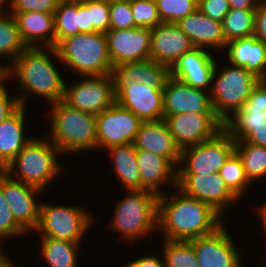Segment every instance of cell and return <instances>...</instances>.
<instances>
[{
	"instance_id": "1",
	"label": "cell",
	"mask_w": 266,
	"mask_h": 267,
	"mask_svg": "<svg viewBox=\"0 0 266 267\" xmlns=\"http://www.w3.org/2000/svg\"><path fill=\"white\" fill-rule=\"evenodd\" d=\"M223 223L220 214L210 205L186 196L181 190L172 200L161 194L157 201V228L166 240L190 241L214 233Z\"/></svg>"
},
{
	"instance_id": "2",
	"label": "cell",
	"mask_w": 266,
	"mask_h": 267,
	"mask_svg": "<svg viewBox=\"0 0 266 267\" xmlns=\"http://www.w3.org/2000/svg\"><path fill=\"white\" fill-rule=\"evenodd\" d=\"M41 48L27 47L13 61V69L7 67V78L15 73L19 79L20 89L44 96L52 104L63 100L65 82L46 50Z\"/></svg>"
},
{
	"instance_id": "3",
	"label": "cell",
	"mask_w": 266,
	"mask_h": 267,
	"mask_svg": "<svg viewBox=\"0 0 266 267\" xmlns=\"http://www.w3.org/2000/svg\"><path fill=\"white\" fill-rule=\"evenodd\" d=\"M46 49L85 77L112 74L105 33H78Z\"/></svg>"
},
{
	"instance_id": "4",
	"label": "cell",
	"mask_w": 266,
	"mask_h": 267,
	"mask_svg": "<svg viewBox=\"0 0 266 267\" xmlns=\"http://www.w3.org/2000/svg\"><path fill=\"white\" fill-rule=\"evenodd\" d=\"M51 106L50 141L60 153L97 148L96 115L72 108L63 100Z\"/></svg>"
},
{
	"instance_id": "5",
	"label": "cell",
	"mask_w": 266,
	"mask_h": 267,
	"mask_svg": "<svg viewBox=\"0 0 266 267\" xmlns=\"http://www.w3.org/2000/svg\"><path fill=\"white\" fill-rule=\"evenodd\" d=\"M58 153L59 149L51 141L31 139L3 171L8 175L17 173V181L44 190L60 172Z\"/></svg>"
},
{
	"instance_id": "6",
	"label": "cell",
	"mask_w": 266,
	"mask_h": 267,
	"mask_svg": "<svg viewBox=\"0 0 266 267\" xmlns=\"http://www.w3.org/2000/svg\"><path fill=\"white\" fill-rule=\"evenodd\" d=\"M128 191L129 194L115 205L111 226L134 241L136 237L157 228L158 196L147 190Z\"/></svg>"
},
{
	"instance_id": "7",
	"label": "cell",
	"mask_w": 266,
	"mask_h": 267,
	"mask_svg": "<svg viewBox=\"0 0 266 267\" xmlns=\"http://www.w3.org/2000/svg\"><path fill=\"white\" fill-rule=\"evenodd\" d=\"M259 81V78L244 67L233 66L224 69L209 88L217 117L224 123L231 113L240 110Z\"/></svg>"
},
{
	"instance_id": "8",
	"label": "cell",
	"mask_w": 266,
	"mask_h": 267,
	"mask_svg": "<svg viewBox=\"0 0 266 267\" xmlns=\"http://www.w3.org/2000/svg\"><path fill=\"white\" fill-rule=\"evenodd\" d=\"M235 152V140L223 128L213 138L181 150L177 174H207L219 172Z\"/></svg>"
},
{
	"instance_id": "9",
	"label": "cell",
	"mask_w": 266,
	"mask_h": 267,
	"mask_svg": "<svg viewBox=\"0 0 266 267\" xmlns=\"http://www.w3.org/2000/svg\"><path fill=\"white\" fill-rule=\"evenodd\" d=\"M92 222L91 215L81 207L40 204L39 222L35 230L41 231L42 237L80 243Z\"/></svg>"
},
{
	"instance_id": "10",
	"label": "cell",
	"mask_w": 266,
	"mask_h": 267,
	"mask_svg": "<svg viewBox=\"0 0 266 267\" xmlns=\"http://www.w3.org/2000/svg\"><path fill=\"white\" fill-rule=\"evenodd\" d=\"M63 101L72 108L98 115L116 102L112 74L87 76L70 88L65 85Z\"/></svg>"
},
{
	"instance_id": "11",
	"label": "cell",
	"mask_w": 266,
	"mask_h": 267,
	"mask_svg": "<svg viewBox=\"0 0 266 267\" xmlns=\"http://www.w3.org/2000/svg\"><path fill=\"white\" fill-rule=\"evenodd\" d=\"M177 146L184 148L213 138L224 128L215 113H185L164 118Z\"/></svg>"
},
{
	"instance_id": "12",
	"label": "cell",
	"mask_w": 266,
	"mask_h": 267,
	"mask_svg": "<svg viewBox=\"0 0 266 267\" xmlns=\"http://www.w3.org/2000/svg\"><path fill=\"white\" fill-rule=\"evenodd\" d=\"M142 120L130 110L116 102L96 115L97 147L126 145L133 143Z\"/></svg>"
},
{
	"instance_id": "13",
	"label": "cell",
	"mask_w": 266,
	"mask_h": 267,
	"mask_svg": "<svg viewBox=\"0 0 266 267\" xmlns=\"http://www.w3.org/2000/svg\"><path fill=\"white\" fill-rule=\"evenodd\" d=\"M186 196L210 205L219 214L231 202L239 199L219 174H177V187Z\"/></svg>"
},
{
	"instance_id": "14",
	"label": "cell",
	"mask_w": 266,
	"mask_h": 267,
	"mask_svg": "<svg viewBox=\"0 0 266 267\" xmlns=\"http://www.w3.org/2000/svg\"><path fill=\"white\" fill-rule=\"evenodd\" d=\"M105 36L113 67L150 59V28L109 29Z\"/></svg>"
},
{
	"instance_id": "15",
	"label": "cell",
	"mask_w": 266,
	"mask_h": 267,
	"mask_svg": "<svg viewBox=\"0 0 266 267\" xmlns=\"http://www.w3.org/2000/svg\"><path fill=\"white\" fill-rule=\"evenodd\" d=\"M0 186L4 197L12 210L16 222L26 231L36 229L39 222L40 204L35 202L41 189L17 181L0 170Z\"/></svg>"
},
{
	"instance_id": "16",
	"label": "cell",
	"mask_w": 266,
	"mask_h": 267,
	"mask_svg": "<svg viewBox=\"0 0 266 267\" xmlns=\"http://www.w3.org/2000/svg\"><path fill=\"white\" fill-rule=\"evenodd\" d=\"M228 230L222 225L214 233L190 240L200 267H242Z\"/></svg>"
},
{
	"instance_id": "17",
	"label": "cell",
	"mask_w": 266,
	"mask_h": 267,
	"mask_svg": "<svg viewBox=\"0 0 266 267\" xmlns=\"http://www.w3.org/2000/svg\"><path fill=\"white\" fill-rule=\"evenodd\" d=\"M169 77L163 89L164 118L185 113H215L210 94Z\"/></svg>"
},
{
	"instance_id": "18",
	"label": "cell",
	"mask_w": 266,
	"mask_h": 267,
	"mask_svg": "<svg viewBox=\"0 0 266 267\" xmlns=\"http://www.w3.org/2000/svg\"><path fill=\"white\" fill-rule=\"evenodd\" d=\"M205 48L194 47L181 56L170 68V76L196 89L204 90L214 83L217 64Z\"/></svg>"
},
{
	"instance_id": "19",
	"label": "cell",
	"mask_w": 266,
	"mask_h": 267,
	"mask_svg": "<svg viewBox=\"0 0 266 267\" xmlns=\"http://www.w3.org/2000/svg\"><path fill=\"white\" fill-rule=\"evenodd\" d=\"M116 103L130 110L142 121L164 119L163 90L137 83L131 87H115Z\"/></svg>"
},
{
	"instance_id": "20",
	"label": "cell",
	"mask_w": 266,
	"mask_h": 267,
	"mask_svg": "<svg viewBox=\"0 0 266 267\" xmlns=\"http://www.w3.org/2000/svg\"><path fill=\"white\" fill-rule=\"evenodd\" d=\"M150 35V59L169 68L194 48L190 38L175 23H161L150 29Z\"/></svg>"
},
{
	"instance_id": "21",
	"label": "cell",
	"mask_w": 266,
	"mask_h": 267,
	"mask_svg": "<svg viewBox=\"0 0 266 267\" xmlns=\"http://www.w3.org/2000/svg\"><path fill=\"white\" fill-rule=\"evenodd\" d=\"M114 87H131L143 83L154 89L163 90L170 77V68L152 59L122 63L113 67Z\"/></svg>"
},
{
	"instance_id": "22",
	"label": "cell",
	"mask_w": 266,
	"mask_h": 267,
	"mask_svg": "<svg viewBox=\"0 0 266 267\" xmlns=\"http://www.w3.org/2000/svg\"><path fill=\"white\" fill-rule=\"evenodd\" d=\"M133 145L137 150H149L166 158L175 168L180 164L181 149L177 146L164 121H143Z\"/></svg>"
},
{
	"instance_id": "23",
	"label": "cell",
	"mask_w": 266,
	"mask_h": 267,
	"mask_svg": "<svg viewBox=\"0 0 266 267\" xmlns=\"http://www.w3.org/2000/svg\"><path fill=\"white\" fill-rule=\"evenodd\" d=\"M228 59L233 66L244 69L260 80H266V43L255 35L227 42Z\"/></svg>"
},
{
	"instance_id": "24",
	"label": "cell",
	"mask_w": 266,
	"mask_h": 267,
	"mask_svg": "<svg viewBox=\"0 0 266 267\" xmlns=\"http://www.w3.org/2000/svg\"><path fill=\"white\" fill-rule=\"evenodd\" d=\"M14 17L27 47H39V42L43 48L55 47L54 13L26 11L18 12Z\"/></svg>"
},
{
	"instance_id": "25",
	"label": "cell",
	"mask_w": 266,
	"mask_h": 267,
	"mask_svg": "<svg viewBox=\"0 0 266 267\" xmlns=\"http://www.w3.org/2000/svg\"><path fill=\"white\" fill-rule=\"evenodd\" d=\"M176 25L190 38L194 47L225 48L226 40L222 30V23L196 9L191 14L179 20Z\"/></svg>"
},
{
	"instance_id": "26",
	"label": "cell",
	"mask_w": 266,
	"mask_h": 267,
	"mask_svg": "<svg viewBox=\"0 0 266 267\" xmlns=\"http://www.w3.org/2000/svg\"><path fill=\"white\" fill-rule=\"evenodd\" d=\"M233 116L224 122V129L235 141L266 147V110L240 109Z\"/></svg>"
},
{
	"instance_id": "27",
	"label": "cell",
	"mask_w": 266,
	"mask_h": 267,
	"mask_svg": "<svg viewBox=\"0 0 266 267\" xmlns=\"http://www.w3.org/2000/svg\"><path fill=\"white\" fill-rule=\"evenodd\" d=\"M137 165L140 171L141 190L160 196L162 193L158 188L161 187V183L168 180L177 187V170L163 156L149 150H137Z\"/></svg>"
},
{
	"instance_id": "28",
	"label": "cell",
	"mask_w": 266,
	"mask_h": 267,
	"mask_svg": "<svg viewBox=\"0 0 266 267\" xmlns=\"http://www.w3.org/2000/svg\"><path fill=\"white\" fill-rule=\"evenodd\" d=\"M24 114L25 108L21 106L0 125V170H4L31 140L23 132Z\"/></svg>"
},
{
	"instance_id": "29",
	"label": "cell",
	"mask_w": 266,
	"mask_h": 267,
	"mask_svg": "<svg viewBox=\"0 0 266 267\" xmlns=\"http://www.w3.org/2000/svg\"><path fill=\"white\" fill-rule=\"evenodd\" d=\"M114 161L117 176L127 190H141L140 171L137 165V149L133 143L107 148Z\"/></svg>"
},
{
	"instance_id": "30",
	"label": "cell",
	"mask_w": 266,
	"mask_h": 267,
	"mask_svg": "<svg viewBox=\"0 0 266 267\" xmlns=\"http://www.w3.org/2000/svg\"><path fill=\"white\" fill-rule=\"evenodd\" d=\"M41 242V253L50 267H76L79 243L50 237H42Z\"/></svg>"
},
{
	"instance_id": "31",
	"label": "cell",
	"mask_w": 266,
	"mask_h": 267,
	"mask_svg": "<svg viewBox=\"0 0 266 267\" xmlns=\"http://www.w3.org/2000/svg\"><path fill=\"white\" fill-rule=\"evenodd\" d=\"M221 23L226 42L254 35L255 9L230 8Z\"/></svg>"
},
{
	"instance_id": "32",
	"label": "cell",
	"mask_w": 266,
	"mask_h": 267,
	"mask_svg": "<svg viewBox=\"0 0 266 267\" xmlns=\"http://www.w3.org/2000/svg\"><path fill=\"white\" fill-rule=\"evenodd\" d=\"M235 152L242 159L250 183L254 179L266 176V147L240 140L235 141Z\"/></svg>"
},
{
	"instance_id": "33",
	"label": "cell",
	"mask_w": 266,
	"mask_h": 267,
	"mask_svg": "<svg viewBox=\"0 0 266 267\" xmlns=\"http://www.w3.org/2000/svg\"><path fill=\"white\" fill-rule=\"evenodd\" d=\"M55 47L78 34V0H62L54 12Z\"/></svg>"
},
{
	"instance_id": "34",
	"label": "cell",
	"mask_w": 266,
	"mask_h": 267,
	"mask_svg": "<svg viewBox=\"0 0 266 267\" xmlns=\"http://www.w3.org/2000/svg\"><path fill=\"white\" fill-rule=\"evenodd\" d=\"M5 16V17H4ZM0 15V56H12L14 61L27 46L23 43L16 19L13 14L10 17Z\"/></svg>"
},
{
	"instance_id": "35",
	"label": "cell",
	"mask_w": 266,
	"mask_h": 267,
	"mask_svg": "<svg viewBox=\"0 0 266 267\" xmlns=\"http://www.w3.org/2000/svg\"><path fill=\"white\" fill-rule=\"evenodd\" d=\"M163 248L165 267H200L190 241L166 240Z\"/></svg>"
},
{
	"instance_id": "36",
	"label": "cell",
	"mask_w": 266,
	"mask_h": 267,
	"mask_svg": "<svg viewBox=\"0 0 266 267\" xmlns=\"http://www.w3.org/2000/svg\"><path fill=\"white\" fill-rule=\"evenodd\" d=\"M219 174L228 188L238 197L242 196L250 185L246 177L242 159L234 152L219 170Z\"/></svg>"
},
{
	"instance_id": "37",
	"label": "cell",
	"mask_w": 266,
	"mask_h": 267,
	"mask_svg": "<svg viewBox=\"0 0 266 267\" xmlns=\"http://www.w3.org/2000/svg\"><path fill=\"white\" fill-rule=\"evenodd\" d=\"M162 23H177L197 9L196 0H155Z\"/></svg>"
},
{
	"instance_id": "38",
	"label": "cell",
	"mask_w": 266,
	"mask_h": 267,
	"mask_svg": "<svg viewBox=\"0 0 266 267\" xmlns=\"http://www.w3.org/2000/svg\"><path fill=\"white\" fill-rule=\"evenodd\" d=\"M130 3L137 27L151 29L162 23L155 0H131Z\"/></svg>"
},
{
	"instance_id": "39",
	"label": "cell",
	"mask_w": 266,
	"mask_h": 267,
	"mask_svg": "<svg viewBox=\"0 0 266 267\" xmlns=\"http://www.w3.org/2000/svg\"><path fill=\"white\" fill-rule=\"evenodd\" d=\"M109 29H129L137 27L132 14L130 1L109 2Z\"/></svg>"
},
{
	"instance_id": "40",
	"label": "cell",
	"mask_w": 266,
	"mask_h": 267,
	"mask_svg": "<svg viewBox=\"0 0 266 267\" xmlns=\"http://www.w3.org/2000/svg\"><path fill=\"white\" fill-rule=\"evenodd\" d=\"M26 231L16 222L12 210L9 208L0 186V238L20 235Z\"/></svg>"
},
{
	"instance_id": "41",
	"label": "cell",
	"mask_w": 266,
	"mask_h": 267,
	"mask_svg": "<svg viewBox=\"0 0 266 267\" xmlns=\"http://www.w3.org/2000/svg\"><path fill=\"white\" fill-rule=\"evenodd\" d=\"M11 14L18 12H44L54 13L62 0H9Z\"/></svg>"
},
{
	"instance_id": "42",
	"label": "cell",
	"mask_w": 266,
	"mask_h": 267,
	"mask_svg": "<svg viewBox=\"0 0 266 267\" xmlns=\"http://www.w3.org/2000/svg\"><path fill=\"white\" fill-rule=\"evenodd\" d=\"M90 17L93 32L106 33L110 26L109 1L90 0Z\"/></svg>"
},
{
	"instance_id": "43",
	"label": "cell",
	"mask_w": 266,
	"mask_h": 267,
	"mask_svg": "<svg viewBox=\"0 0 266 267\" xmlns=\"http://www.w3.org/2000/svg\"><path fill=\"white\" fill-rule=\"evenodd\" d=\"M197 9L214 21L222 22L230 6L228 0H198Z\"/></svg>"
},
{
	"instance_id": "44",
	"label": "cell",
	"mask_w": 266,
	"mask_h": 267,
	"mask_svg": "<svg viewBox=\"0 0 266 267\" xmlns=\"http://www.w3.org/2000/svg\"><path fill=\"white\" fill-rule=\"evenodd\" d=\"M6 86L0 87V125L10 116H12L21 106H24L25 100L18 96L12 100L8 97Z\"/></svg>"
},
{
	"instance_id": "45",
	"label": "cell",
	"mask_w": 266,
	"mask_h": 267,
	"mask_svg": "<svg viewBox=\"0 0 266 267\" xmlns=\"http://www.w3.org/2000/svg\"><path fill=\"white\" fill-rule=\"evenodd\" d=\"M241 109L266 110V80H260Z\"/></svg>"
},
{
	"instance_id": "46",
	"label": "cell",
	"mask_w": 266,
	"mask_h": 267,
	"mask_svg": "<svg viewBox=\"0 0 266 267\" xmlns=\"http://www.w3.org/2000/svg\"><path fill=\"white\" fill-rule=\"evenodd\" d=\"M78 33H93L90 17V0H78Z\"/></svg>"
},
{
	"instance_id": "47",
	"label": "cell",
	"mask_w": 266,
	"mask_h": 267,
	"mask_svg": "<svg viewBox=\"0 0 266 267\" xmlns=\"http://www.w3.org/2000/svg\"><path fill=\"white\" fill-rule=\"evenodd\" d=\"M254 35L266 43V0H260L256 6Z\"/></svg>"
},
{
	"instance_id": "48",
	"label": "cell",
	"mask_w": 266,
	"mask_h": 267,
	"mask_svg": "<svg viewBox=\"0 0 266 267\" xmlns=\"http://www.w3.org/2000/svg\"><path fill=\"white\" fill-rule=\"evenodd\" d=\"M125 267H165L164 260L163 262L155 256H146L138 258Z\"/></svg>"
},
{
	"instance_id": "49",
	"label": "cell",
	"mask_w": 266,
	"mask_h": 267,
	"mask_svg": "<svg viewBox=\"0 0 266 267\" xmlns=\"http://www.w3.org/2000/svg\"><path fill=\"white\" fill-rule=\"evenodd\" d=\"M230 8L256 9L260 0H228Z\"/></svg>"
},
{
	"instance_id": "50",
	"label": "cell",
	"mask_w": 266,
	"mask_h": 267,
	"mask_svg": "<svg viewBox=\"0 0 266 267\" xmlns=\"http://www.w3.org/2000/svg\"><path fill=\"white\" fill-rule=\"evenodd\" d=\"M7 79V67L0 66V87L4 85V81Z\"/></svg>"
},
{
	"instance_id": "51",
	"label": "cell",
	"mask_w": 266,
	"mask_h": 267,
	"mask_svg": "<svg viewBox=\"0 0 266 267\" xmlns=\"http://www.w3.org/2000/svg\"><path fill=\"white\" fill-rule=\"evenodd\" d=\"M257 212L261 216L262 222L264 223L263 225H264L265 230H266V203L263 204V206L259 207Z\"/></svg>"
},
{
	"instance_id": "52",
	"label": "cell",
	"mask_w": 266,
	"mask_h": 267,
	"mask_svg": "<svg viewBox=\"0 0 266 267\" xmlns=\"http://www.w3.org/2000/svg\"><path fill=\"white\" fill-rule=\"evenodd\" d=\"M0 267H15L12 262H10L9 260H7V258H4L1 262H0Z\"/></svg>"
},
{
	"instance_id": "53",
	"label": "cell",
	"mask_w": 266,
	"mask_h": 267,
	"mask_svg": "<svg viewBox=\"0 0 266 267\" xmlns=\"http://www.w3.org/2000/svg\"><path fill=\"white\" fill-rule=\"evenodd\" d=\"M6 0H0V15H3V11L1 9H3V4L5 3Z\"/></svg>"
},
{
	"instance_id": "54",
	"label": "cell",
	"mask_w": 266,
	"mask_h": 267,
	"mask_svg": "<svg viewBox=\"0 0 266 267\" xmlns=\"http://www.w3.org/2000/svg\"><path fill=\"white\" fill-rule=\"evenodd\" d=\"M4 256H5V255H3L2 250H1V248H0V262L5 258Z\"/></svg>"
},
{
	"instance_id": "55",
	"label": "cell",
	"mask_w": 266,
	"mask_h": 267,
	"mask_svg": "<svg viewBox=\"0 0 266 267\" xmlns=\"http://www.w3.org/2000/svg\"><path fill=\"white\" fill-rule=\"evenodd\" d=\"M109 2L111 1H131V0H108Z\"/></svg>"
}]
</instances>
